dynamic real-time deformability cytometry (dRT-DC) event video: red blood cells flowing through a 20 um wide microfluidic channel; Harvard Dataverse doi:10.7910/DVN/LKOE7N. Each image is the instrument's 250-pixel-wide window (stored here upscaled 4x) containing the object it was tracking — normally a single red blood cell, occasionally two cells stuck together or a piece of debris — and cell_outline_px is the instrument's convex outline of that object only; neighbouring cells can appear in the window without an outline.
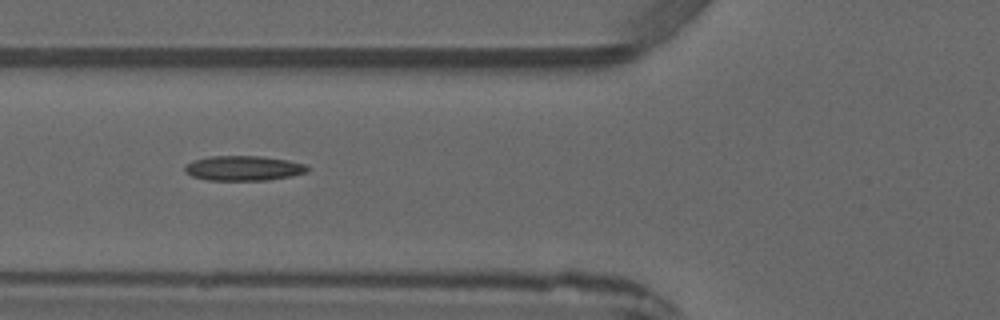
{"species": "common noctule bat (a hibernating species)", "species_latin": "Nyctalus noctula", "temperature_condition": "warm", "stored_images_in_passage": 3, "camera_frame_rate_fps": 3000, "um_per_image_px": 0.085, "animal": {"sex": "male", "forearm_length_mm": 52.5}, "frame": {"image": 1, "passage_image": 3, "time_ms": 2.0, "image_size_px": [1000, 320], "cell_outline_px": [[308, 172], [292, 176], [268, 180], [208, 180], [192, 176], [184, 172], [184, 168], [192, 160], [208, 156], [264, 156], [288, 160], [304, 164], [308, 168]], "centroid_in_image_um": [20.69, 14.29], "position_along_channel_um": 105.1, "area_um2": 17.86}}